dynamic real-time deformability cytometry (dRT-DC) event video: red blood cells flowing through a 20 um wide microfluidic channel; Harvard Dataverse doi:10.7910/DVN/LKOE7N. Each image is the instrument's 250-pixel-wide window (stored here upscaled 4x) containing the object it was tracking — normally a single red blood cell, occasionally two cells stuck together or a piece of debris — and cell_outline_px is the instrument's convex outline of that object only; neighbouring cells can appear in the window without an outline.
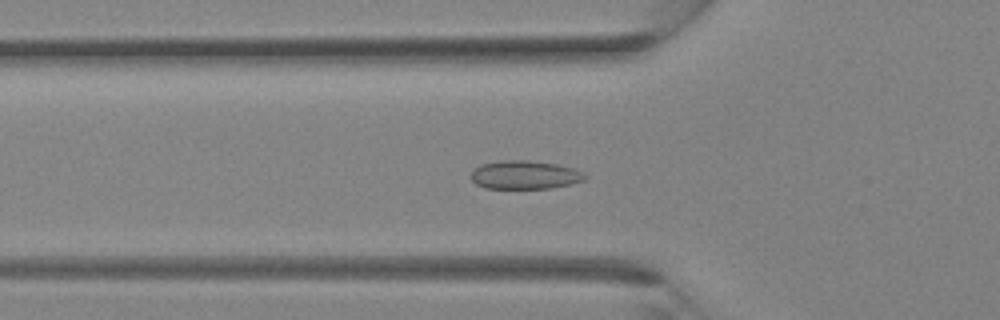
{"species": "Egyptian fruit bat (a non-hibernating species)", "species_latin": "Rousettus aegyptiacus", "temperature_condition": "room temperature", "stored_images_in_passage": 25, "camera_frame_rate_fps": 3000, "um_per_image_px": 0.085, "animal": {"sex": "female"}, "frame": {"image": 1, "passage_image": 2, "time_ms": 0.333, "image_size_px": [1000, 320], "cell_outline_px": [[588, 176], [584, 180], [572, 184], [552, 188], [484, 188], [476, 184], [472, 180], [472, 172], [480, 164], [504, 160], [528, 160], [556, 164], [572, 168]], "centroid_in_image_um": [44.61, 14.87], "position_along_channel_um": 81.2, "area_um2": 18.79}}
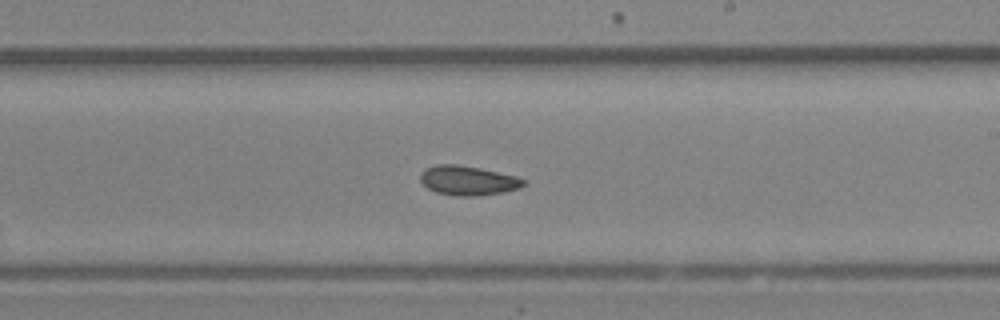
{"frame": {"image": 2, "passage_image": 11, "time_ms": 3.333, "image_size_px": [1000, 320], "cell_outline_px": [[524, 184], [520, 188], [504, 192], [472, 196], [456, 196], [436, 192], [428, 188], [420, 180], [420, 172], [424, 168], [436, 164], [456, 164], [480, 168], [516, 176], [524, 180]], "centroid_in_image_um": [39.74, 15.33], "position_along_channel_um": 249.3, "area_um2": 17.69}}
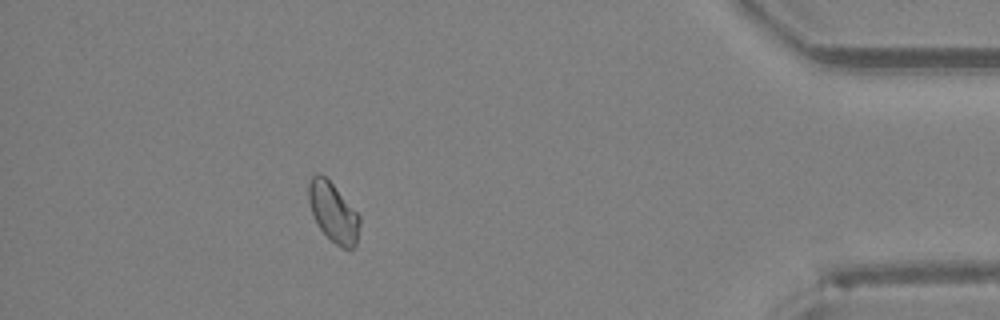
{"frame": {"image": 3, "passage_image": 22, "time_ms": 7.0, "image_size_px": [1000, 320], "cell_outline_px": [[360, 224], [356, 248], [340, 248], [320, 228], [312, 212], [308, 200], [308, 184], [312, 176], [316, 172], [320, 172], [332, 184], [360, 216]], "centroid_in_image_um": [28.33, 18.05], "position_along_channel_um": 406.9, "area_um2": 17.46}}